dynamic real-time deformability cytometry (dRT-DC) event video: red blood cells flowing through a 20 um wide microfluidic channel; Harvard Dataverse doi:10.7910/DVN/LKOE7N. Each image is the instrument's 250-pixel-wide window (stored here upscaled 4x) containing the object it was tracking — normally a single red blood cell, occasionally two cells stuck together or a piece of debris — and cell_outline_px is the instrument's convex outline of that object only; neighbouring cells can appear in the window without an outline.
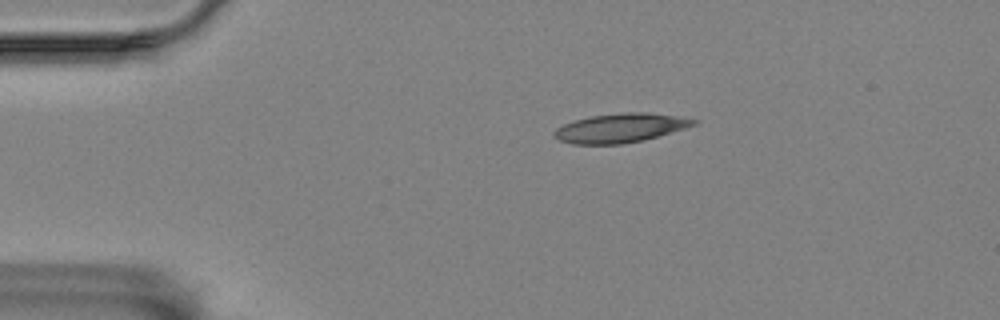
{"species": "Egyptian fruit bat (a non-hibernating species)", "species_latin": "Rousettus aegyptiacus", "temperature_condition": "room temperature", "stored_images_in_passage": 47, "camera_frame_rate_fps": 3000, "um_per_image_px": 0.085, "animal": {"sex": "female"}, "frame": {"image": 1, "passage_image": 1, "time_ms": 0.0, "image_size_px": [1000, 320], "cell_outline_px": [[700, 120], [696, 124], [684, 128], [644, 140], [624, 144], [572, 144], [560, 140], [552, 136], [552, 132], [556, 128], [564, 124], [576, 120], [592, 116], [624, 112], [644, 112]], "centroid_in_image_um": [52.68, 10.89], "position_along_channel_um": 32.3, "area_um2": 23.35}}
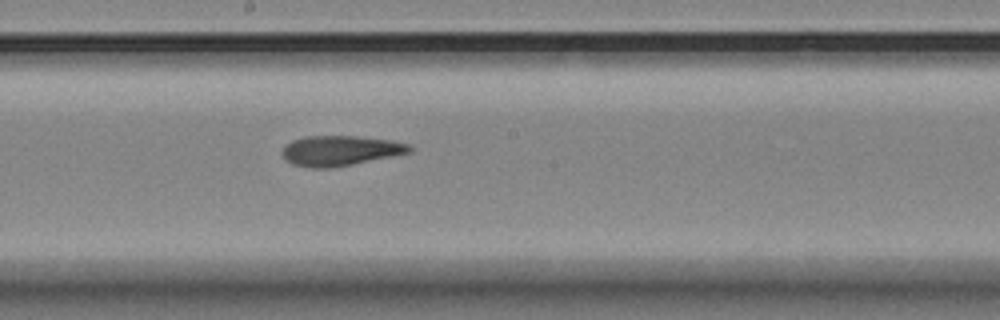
{"frame": {"image": 2, "passage_image": 21, "time_ms": 6.667, "image_size_px": [1000, 320], "cell_outline_px": [[412, 152], [332, 168], [308, 168], [292, 164], [284, 160], [280, 152], [292, 140], [304, 136], [356, 136], [392, 140], [408, 144], [412, 148]], "centroid_in_image_um": [28.88, 12.81], "position_along_channel_um": 219.3, "area_um2": 22.43}}
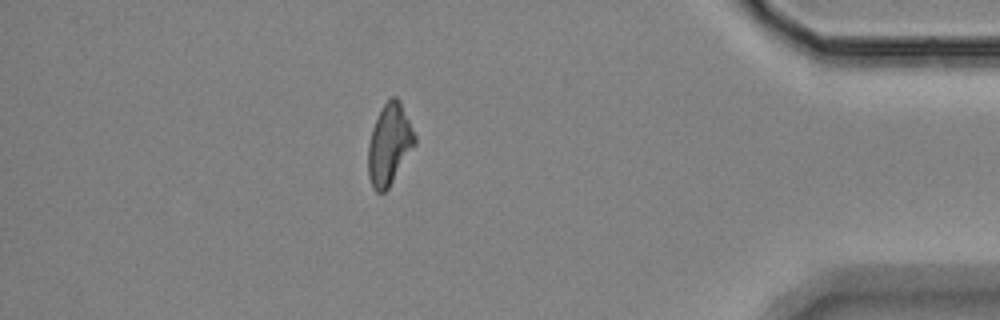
{"frame": {"image": 3, "passage_image": 40, "time_ms": 13.0, "image_size_px": [1000, 320], "cell_outline_px": [[416, 144], [388, 188], [384, 192], [376, 192], [372, 188], [368, 176], [368, 144], [372, 128], [384, 104], [392, 96], [396, 96], [400, 100], [416, 136]], "centroid_in_image_um": [33.09, 12.28], "position_along_channel_um": 402.1, "area_um2": 21.91}, "authors_computed_cell_mechanics": {"area_um2": 22.4264, "velocity_mm_per_s": 3.4933, "shape_relaxation_time_tau1_ms": null, "shape_relaxation_time_tau2_ms": 4.6419, "deformation_change_tau1": null, "deformation_change_tau2": 0.1349}}